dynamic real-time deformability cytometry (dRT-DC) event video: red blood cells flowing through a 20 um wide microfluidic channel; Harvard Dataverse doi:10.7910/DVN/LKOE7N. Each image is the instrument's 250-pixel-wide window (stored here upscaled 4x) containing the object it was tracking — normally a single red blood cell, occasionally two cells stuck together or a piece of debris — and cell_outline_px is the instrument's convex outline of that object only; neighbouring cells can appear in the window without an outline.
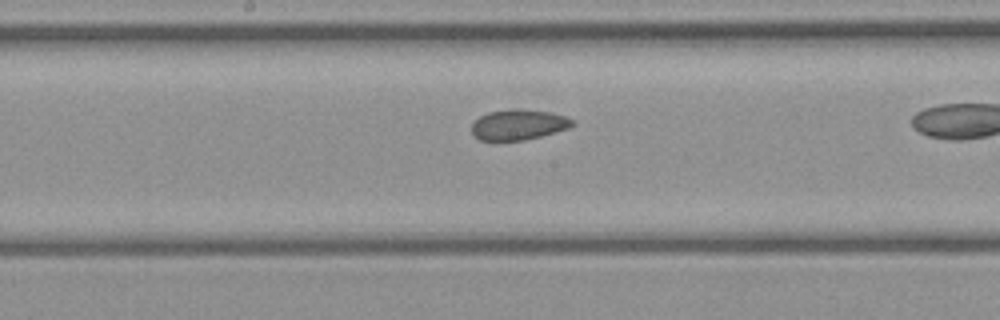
{"species": "common noctule bat (a hibernating species)", "species_latin": "Nyctalus noctula", "temperature_condition": "cold", "stored_images_in_passage": 29, "camera_frame_rate_fps": 3000, "um_per_image_px": 0.085, "animal": {"sex": "female", "body_mass_g": 21.9}, "frame": {"image": 1, "passage_image": 17, "time_ms": 5.333, "image_size_px": [1000, 320], "cell_outline_px": [[576, 124], [568, 128], [540, 136], [524, 140], [480, 140], [472, 132], [472, 124], [480, 116], [488, 112], [508, 108], [520, 108], [548, 112], [564, 116], [572, 120]], "centroid_in_image_um": [44.06, 10.58], "position_along_channel_um": 204.1, "area_um2": 17.74}}
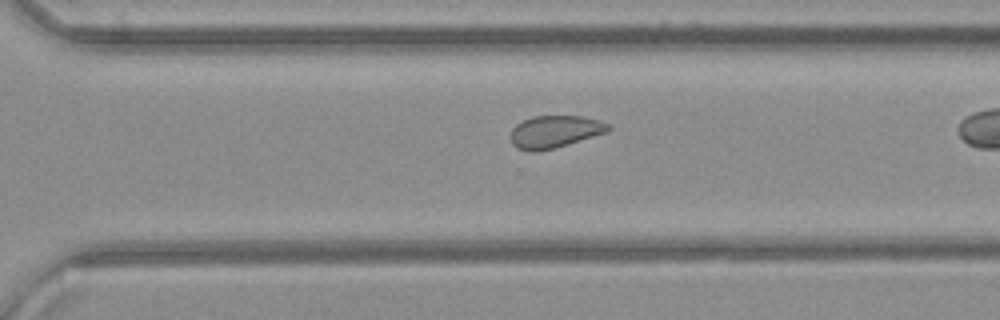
{"frame": {"image": 2, "passage_image": 25, "time_ms": 8.0, "image_size_px": [1000, 320], "cell_outline_px": [[612, 128], [608, 132], [556, 148], [536, 152], [532, 152], [516, 148], [512, 144], [508, 136], [512, 128], [516, 124], [532, 116], [584, 116], [608, 124]], "centroid_in_image_um": [47.11, 11.21], "position_along_channel_um": 323.5, "area_um2": 18.67}}